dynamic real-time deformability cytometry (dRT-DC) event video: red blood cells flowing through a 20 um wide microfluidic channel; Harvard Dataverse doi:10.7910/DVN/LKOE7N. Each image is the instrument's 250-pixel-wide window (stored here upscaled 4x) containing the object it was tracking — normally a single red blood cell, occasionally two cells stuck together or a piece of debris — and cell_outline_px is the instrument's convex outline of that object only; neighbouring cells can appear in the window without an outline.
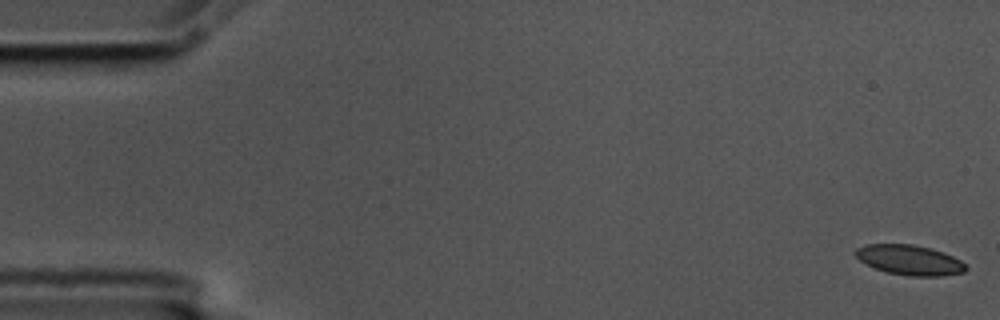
{"species": "common noctule bat (a hibernating species)", "species_latin": "Nyctalus noctula", "temperature_condition": "cold", "stored_images_in_passage": 15, "camera_frame_rate_fps": 3000, "um_per_image_px": 0.085, "animal": {"sex": "male", "body_mass_g": 17.5, "forearm_length_mm": 52.3}, "frame": {"image": 1, "passage_image": 1, "time_ms": 0.0, "image_size_px": [1000, 320], "cell_outline_px": [[968, 268], [964, 272], [940, 276], [908, 276], [888, 272], [876, 268], [860, 260], [852, 252], [856, 248], [864, 244], [912, 244], [944, 252], [960, 260]], "centroid_in_image_um": [77.3, 22.09], "position_along_channel_um": 7.7, "area_um2": 19.19}}